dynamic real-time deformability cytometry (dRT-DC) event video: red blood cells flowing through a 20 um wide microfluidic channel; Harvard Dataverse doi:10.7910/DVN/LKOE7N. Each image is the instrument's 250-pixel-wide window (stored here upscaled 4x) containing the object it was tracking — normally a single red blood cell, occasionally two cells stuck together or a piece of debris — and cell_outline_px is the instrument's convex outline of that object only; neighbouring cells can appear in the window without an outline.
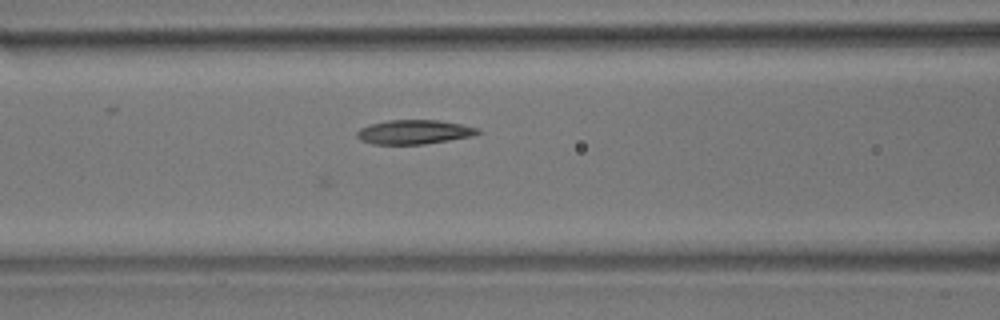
{"species": "common noctule bat (a hibernating species)", "species_latin": "Nyctalus noctula", "temperature_condition": "room temperature", "stored_images_in_passage": 25, "camera_frame_rate_fps": 3000, "um_per_image_px": 0.085, "animal": {"sex": "male", "body_mass_g": 17.9}, "frame": {"image": 1, "passage_image": 7, "time_ms": 2.0, "image_size_px": [1000, 320], "cell_outline_px": [[480, 132], [472, 136], [424, 144], [372, 144], [360, 140], [356, 136], [356, 132], [360, 128], [368, 124], [388, 120], [440, 120], [480, 128]], "centroid_in_image_um": [35.16, 11.21], "position_along_channel_um": 131.4, "area_um2": 17.11}}
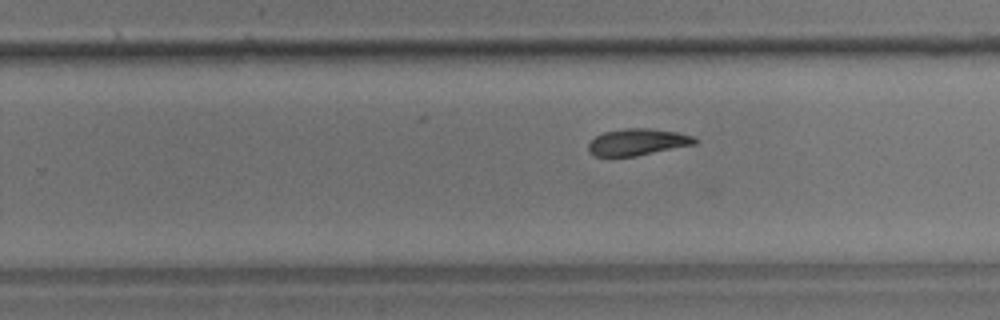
{"frame": {"image": 2, "passage_image": 19, "time_ms": 6.0, "image_size_px": [1000, 320], "cell_outline_px": [[700, 140], [696, 144], [636, 156], [596, 156], [588, 152], [588, 144], [596, 136], [604, 132], [624, 128], [648, 128], [676, 132], [692, 136]], "centroid_in_image_um": [54.2, 12.07], "position_along_channel_um": 275.6, "area_um2": 16.53}}
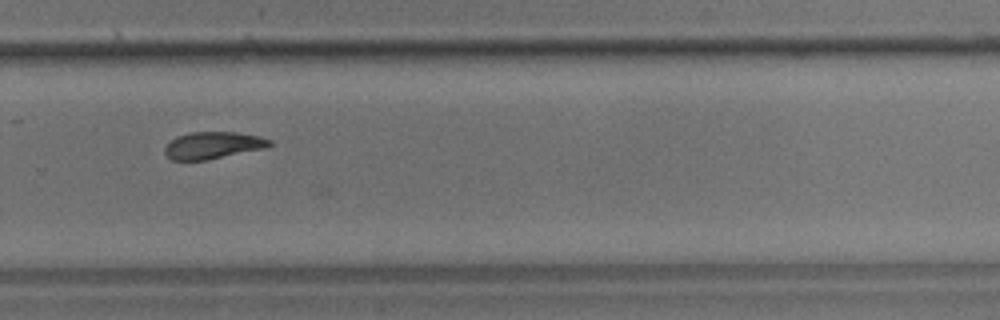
{"frame": {"image": 3, "passage_image": 22, "time_ms": 7.0, "image_size_px": [1000, 320], "cell_outline_px": [[272, 144], [268, 148], [208, 160], [172, 160], [164, 152], [164, 148], [176, 136], [192, 132], [236, 132], [260, 136], [272, 140]], "centroid_in_image_um": [18.16, 12.35], "position_along_channel_um": 311.6, "area_um2": 16.65}}